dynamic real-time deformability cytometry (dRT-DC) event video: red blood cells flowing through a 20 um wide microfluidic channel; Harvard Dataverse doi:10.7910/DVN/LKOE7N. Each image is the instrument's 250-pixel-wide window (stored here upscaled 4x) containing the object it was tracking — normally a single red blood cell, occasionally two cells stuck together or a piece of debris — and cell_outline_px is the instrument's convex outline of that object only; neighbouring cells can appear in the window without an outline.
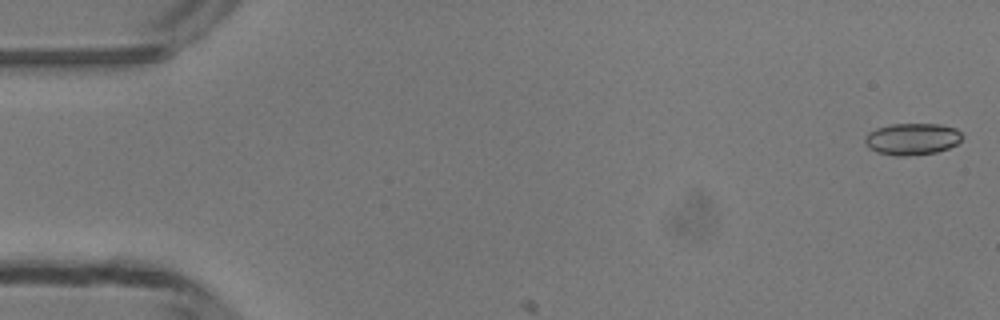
{"species": "common noctule bat (a hibernating species)", "species_latin": "Nyctalus noctula", "temperature_condition": "room temperature", "stored_images_in_passage": 5, "camera_frame_rate_fps": 3000, "um_per_image_px": 0.085, "animal": {"sex": "male", "body_mass_g": 13.3}, "frame": {"image": 1, "passage_image": 1, "time_ms": 0.0, "image_size_px": [1000, 320], "cell_outline_px": [[964, 136], [956, 144], [948, 148], [936, 152], [916, 156], [896, 156], [876, 152], [868, 148], [864, 140], [864, 136], [868, 132], [876, 128], [892, 124], [940, 124], [956, 128]], "centroid_in_image_um": [77.51, 11.82], "position_along_channel_um": 7.5, "area_um2": 18.26}}